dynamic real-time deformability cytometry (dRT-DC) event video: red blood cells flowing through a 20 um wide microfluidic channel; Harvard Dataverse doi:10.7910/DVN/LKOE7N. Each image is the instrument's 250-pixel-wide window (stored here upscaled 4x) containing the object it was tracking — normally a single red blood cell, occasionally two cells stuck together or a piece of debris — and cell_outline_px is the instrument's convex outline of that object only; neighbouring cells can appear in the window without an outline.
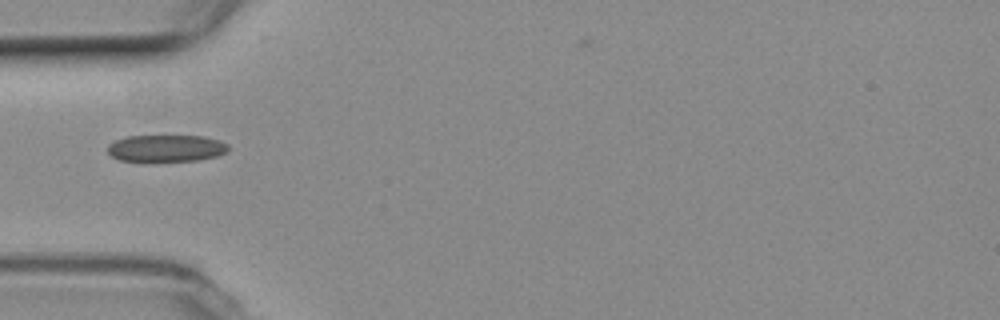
{"species": "common noctule bat (a hibernating species)", "species_latin": "Nyctalus noctula", "temperature_condition": "room temperature", "stored_images_in_passage": 10, "camera_frame_rate_fps": 3000, "um_per_image_px": 0.085, "animal": {"sex": "female", "body_mass_g": 19.3, "forearm_length_mm": 54.1}, "frame": {"image": 1, "passage_image": 1, "time_ms": 0.0, "image_size_px": [1000, 320], "cell_outline_px": [[228, 152], [216, 156], [200, 160], [148, 164], [144, 164], [120, 160], [112, 156], [108, 152], [108, 144], [116, 140], [128, 136], [204, 136], [220, 140], [228, 144]], "centroid_in_image_um": [14.11, 12.65], "position_along_channel_um": 70.9, "area_um2": 19.88}}
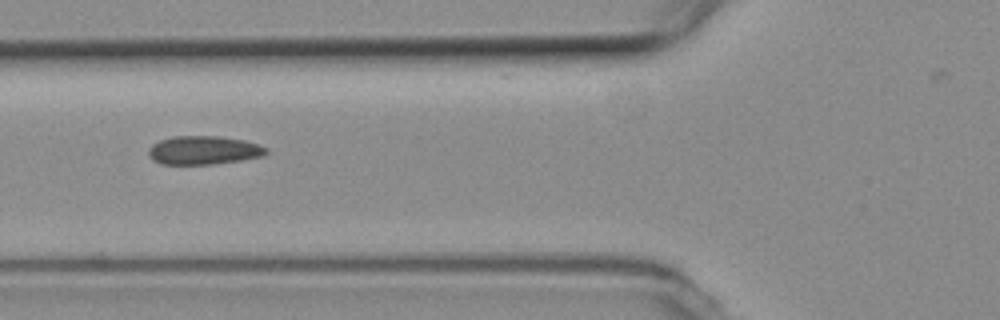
{"frame": {"image": 2, "passage_image": 4, "time_ms": 1.0, "image_size_px": [1000, 320], "cell_outline_px": [[268, 152], [260, 156], [240, 160], [212, 164], [160, 164], [152, 160], [148, 152], [148, 148], [152, 144], [160, 140], [172, 136], [220, 136], [244, 140], [268, 148]], "centroid_in_image_um": [17.26, 12.76], "position_along_channel_um": 108.5, "area_um2": 19.54}}
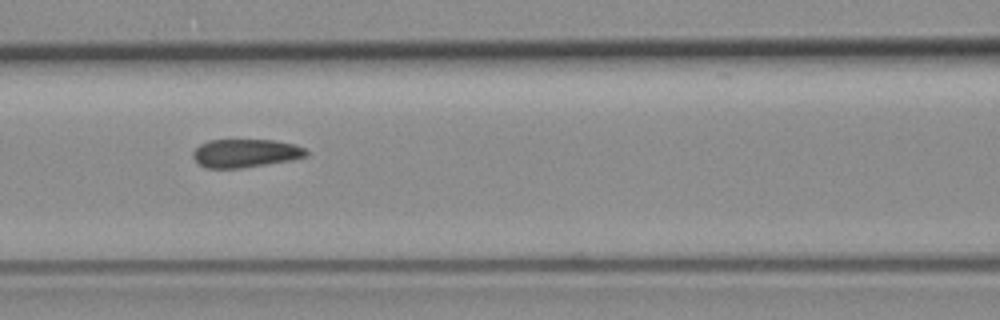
{"frame": {"image": 3, "passage_image": 7, "time_ms": 2.0, "image_size_px": [1000, 320], "cell_outline_px": [[308, 156], [288, 160], [240, 168], [204, 168], [192, 156], [192, 152], [200, 144], [208, 140], [272, 140], [296, 144], [304, 148], [308, 152]], "centroid_in_image_um": [20.84, 13.01], "position_along_channel_um": 145.8, "area_um2": 18.55}}